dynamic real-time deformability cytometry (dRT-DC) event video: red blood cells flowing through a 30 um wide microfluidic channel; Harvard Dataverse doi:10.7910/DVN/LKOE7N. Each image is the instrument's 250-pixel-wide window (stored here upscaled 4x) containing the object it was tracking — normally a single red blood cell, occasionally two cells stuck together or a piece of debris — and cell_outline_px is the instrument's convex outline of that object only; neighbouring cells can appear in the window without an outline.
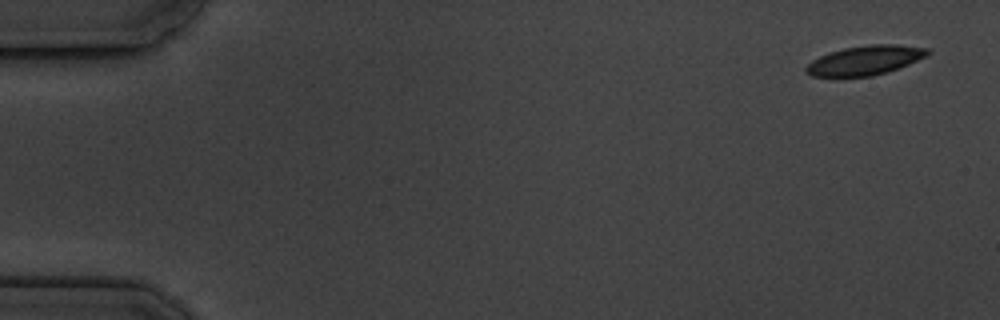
{"species": "common noctule bat (a hibernating species)", "species_latin": "Nyctalus noctula", "temperature_condition": "cold", "stored_images_in_passage": 6, "segment_of_instrument_passage": [1, 2], "camera_frame_rate_fps": 3000, "um_per_image_px": 0.085, "animal": {"sex": "male", "body_mass_g": 19.5, "forearm_length_mm": 54.6}, "frame": {"image": 1, "passage_image": 1, "time_ms": 0.0, "image_size_px": [1000, 320], "cell_outline_px": [[932, 52], [900, 68], [872, 76], [812, 76], [804, 72], [804, 68], [812, 60], [828, 52], [844, 48], [868, 44], [896, 44], [928, 48]], "centroid_in_image_um": [73.51, 5.12], "position_along_channel_um": 11.5, "area_um2": 20.75}}
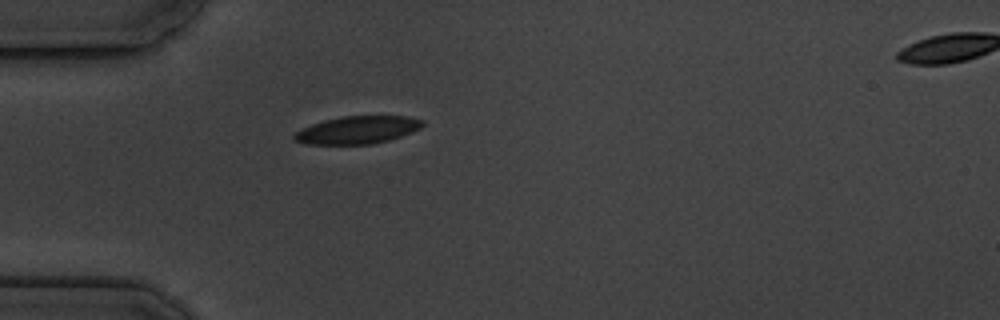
{"frame": {"image": 2, "passage_image": 5, "time_ms": 4.667, "image_size_px": [1000, 320], "cell_outline_px": [[424, 124], [420, 128], [412, 132], [388, 140], [372, 144], [304, 144], [292, 140], [292, 136], [300, 128], [324, 120], [344, 116], [408, 116], [424, 120]], "centroid_in_image_um": [30.36, 11.04], "position_along_channel_um": 54.6, "area_um2": 20.75}}